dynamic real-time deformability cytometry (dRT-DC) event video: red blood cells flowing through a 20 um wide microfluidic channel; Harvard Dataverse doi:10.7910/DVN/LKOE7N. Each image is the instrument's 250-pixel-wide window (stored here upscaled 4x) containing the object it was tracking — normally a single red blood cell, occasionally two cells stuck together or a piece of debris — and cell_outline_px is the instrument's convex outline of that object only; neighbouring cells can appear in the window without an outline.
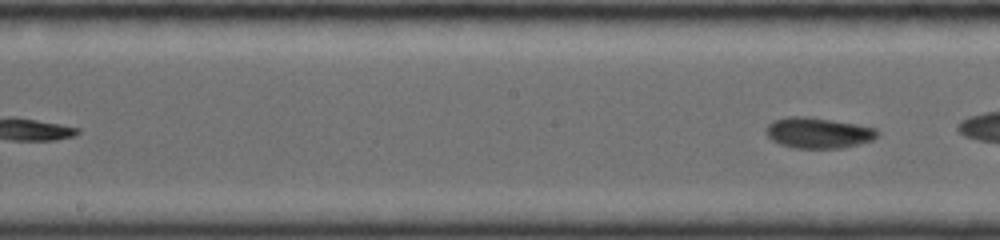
{"species": "common noctule bat (a hibernating species)", "species_latin": "Nyctalus noctula", "temperature_condition": "room temperature", "stored_images_in_passage": 19, "segment_of_instrument_passage": [2, 2], "camera_frame_rate_fps": 4000, "um_per_image_px": 0.085, "animal": {"sex": "female", "body_mass_g": 19.0, "forearm_length_mm": 56.7}, "frame": {"image": 1, "passage_image": 19, "time_ms": 6.0, "image_size_px": [1000, 240], "cell_outline_px": [[880, 132], [872, 140], [860, 144], [844, 148], [796, 148], [780, 144], [772, 140], [764, 132], [764, 128], [772, 120], [788, 116], [808, 116], [856, 124], [876, 128]], "centroid_in_image_um": [69.52, 11.28], "position_along_channel_um": 178.7, "area_um2": 20.17}}